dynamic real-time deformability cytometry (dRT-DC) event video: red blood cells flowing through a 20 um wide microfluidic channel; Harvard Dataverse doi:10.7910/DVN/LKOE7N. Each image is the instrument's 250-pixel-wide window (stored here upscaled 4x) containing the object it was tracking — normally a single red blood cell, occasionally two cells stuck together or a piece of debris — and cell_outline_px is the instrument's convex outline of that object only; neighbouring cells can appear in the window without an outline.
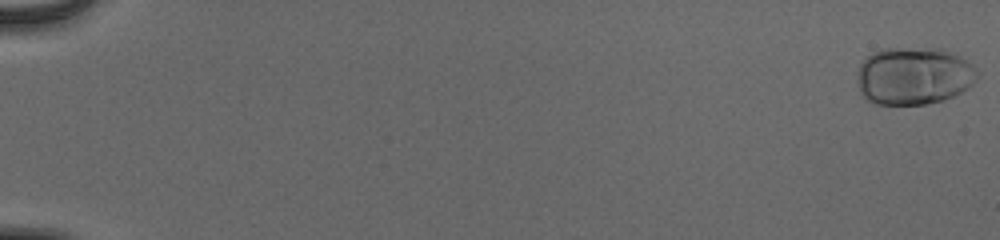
{"species": "human", "species_latin": "Homo sapiens", "temperature_condition": "cold", "stored_images_in_passage": 55, "camera_frame_rate_fps": 3000, "um_per_image_px": 0.085, "donor": {"sex": "male"}, "frame": {"image": 1, "passage_image": 1, "time_ms": 0.0, "image_size_px": [1000, 240], "cell_outline_px": [[980, 72], [976, 80], [968, 88], [944, 100], [924, 104], [876, 104], [868, 100], [860, 92], [856, 80], [856, 72], [860, 64], [872, 52], [884, 48], [940, 48], [956, 52], [972, 64]], "centroid_in_image_um": [77.68, 6.43], "position_along_channel_um": 7.3, "area_um2": 40.92}}
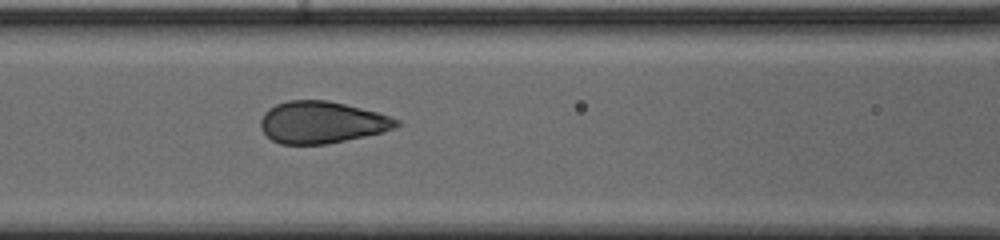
{"frame": {"image": 2, "passage_image": 27, "time_ms": 8.667, "image_size_px": [1000, 240], "cell_outline_px": [[400, 124], [396, 128], [384, 132], [324, 144], [280, 144], [272, 140], [260, 128], [260, 120], [264, 112], [268, 108], [276, 104], [288, 100], [328, 100], [376, 112], [400, 120]], "centroid_in_image_um": [27.33, 10.39], "position_along_channel_um": 139.3, "area_um2": 33.06}}
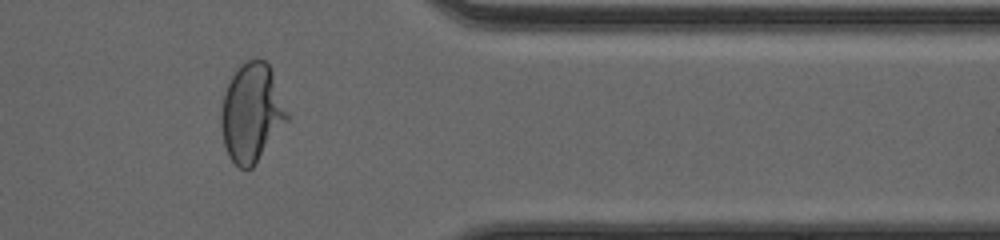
{"frame": {"image": 3, "passage_image": 47, "time_ms": 15.333, "image_size_px": [1000, 240], "cell_outline_px": [[288, 120], [252, 168], [240, 168], [228, 156], [224, 144], [220, 124], [220, 112], [224, 92], [236, 68], [240, 64], [256, 56], [264, 60], [268, 64], [272, 72], [288, 112]], "centroid_in_image_um": [21.37, 9.56], "position_along_channel_um": 390.0, "area_um2": 37.8}, "authors_computed_cell_mechanics": {"area_um2": 34.7378, "velocity_mm_per_s": 3.9115, "shape_relaxation_time_tau1_ms": 3.8018, "shape_relaxation_time_tau2_ms": null, "deformation_change_tau1": 0.1866, "deformation_change_tau2": null}}